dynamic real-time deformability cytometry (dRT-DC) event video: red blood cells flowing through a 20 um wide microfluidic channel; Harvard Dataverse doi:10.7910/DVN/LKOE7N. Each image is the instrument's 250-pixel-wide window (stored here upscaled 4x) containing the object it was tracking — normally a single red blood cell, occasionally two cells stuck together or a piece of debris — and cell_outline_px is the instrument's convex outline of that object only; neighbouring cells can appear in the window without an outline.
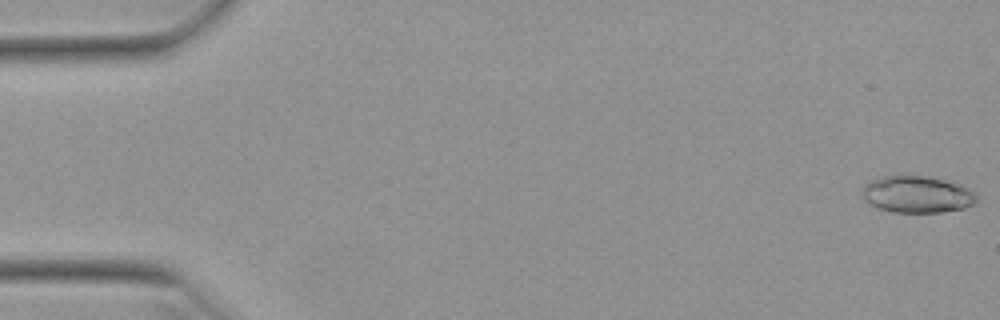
{"species": "Egyptian fruit bat (a non-hibernating species)", "species_latin": "Rousettus aegyptiacus", "temperature_condition": "warm", "stored_images_in_passage": 51, "camera_frame_rate_fps": 3000, "um_per_image_px": 0.085, "animal": {"sex": "female"}, "frame": {"image": 1, "passage_image": 1, "time_ms": 0.0, "image_size_px": [1000, 320], "cell_outline_px": [[976, 200], [972, 204], [964, 208], [940, 212], [892, 212], [876, 208], [868, 204], [860, 196], [860, 188], [868, 180], [880, 176], [896, 172], [928, 176], [960, 184], [968, 188], [976, 196]], "centroid_in_image_um": [77.8, 16.47], "position_along_channel_um": 7.2, "area_um2": 25.55}}
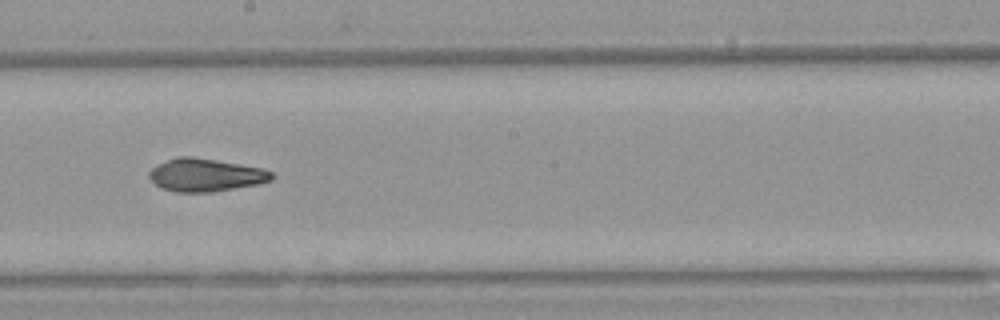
{"frame": {"image": 2, "passage_image": 29, "time_ms": 9.333, "image_size_px": [1000, 320], "cell_outline_px": [[276, 176], [272, 180], [256, 184], [212, 192], [176, 192], [160, 188], [148, 176], [148, 172], [152, 168], [176, 156], [192, 156], [216, 160], [260, 168], [272, 172]], "centroid_in_image_um": [17.46, 14.88], "position_along_channel_um": 230.7, "area_um2": 23.29}}
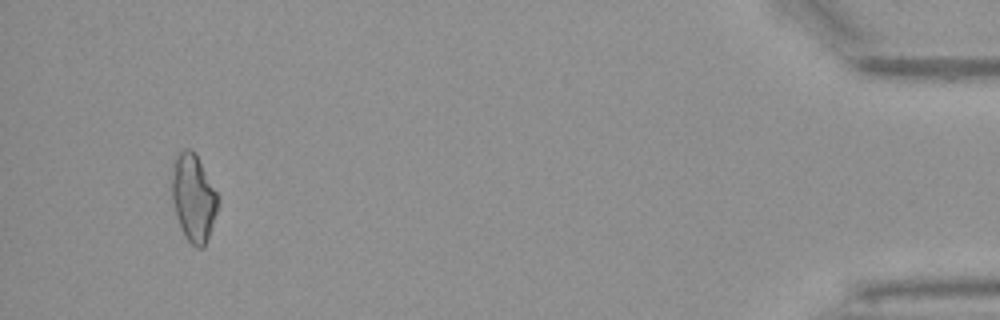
{"frame": {"image": 3, "passage_image": 49, "time_ms": 16.0, "image_size_px": [1000, 320], "cell_outline_px": [[220, 200], [204, 248], [196, 248], [188, 240], [176, 216], [172, 200], [172, 164], [176, 156], [184, 148], [188, 148], [196, 156], [216, 192]], "centroid_in_image_um": [16.43, 16.82], "position_along_channel_um": 418.8, "area_um2": 22.83}, "authors_computed_cell_mechanics": {"area_um2": 23.409, "velocity_mm_per_s": 3.9641, "shape_relaxation_time_tau1_ms": null, "shape_relaxation_time_tau2_ms": 3.6469, "deformation_change_tau1": null, "deformation_change_tau2": 0.108}}